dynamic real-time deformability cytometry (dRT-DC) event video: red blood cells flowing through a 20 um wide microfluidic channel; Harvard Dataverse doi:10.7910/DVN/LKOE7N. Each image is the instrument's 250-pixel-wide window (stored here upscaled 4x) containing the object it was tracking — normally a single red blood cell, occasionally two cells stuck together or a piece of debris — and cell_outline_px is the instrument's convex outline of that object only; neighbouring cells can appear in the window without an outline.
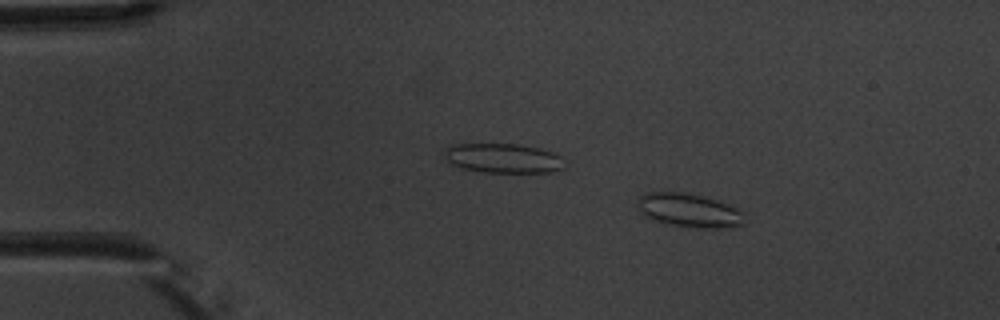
{"species": "common noctule bat (a hibernating species)", "species_latin": "Nyctalus noctula", "temperature_condition": "warm", "stored_images_in_passage": 6, "camera_frame_rate_fps": 3000, "um_per_image_px": 0.085, "animal": {"sex": "male", "body_mass_g": 20.1, "forearm_length_mm": 53.5}, "frame": {"image": 1, "passage_image": 2, "time_ms": 1.0, "image_size_px": [1000, 320], "cell_outline_px": [[744, 224], [732, 228], [696, 228], [664, 224], [652, 220], [644, 216], [636, 204], [640, 196], [648, 192], [680, 192], [704, 196], [720, 200], [744, 212]], "centroid_in_image_um": [58.59, 17.9], "position_along_channel_um": 26.4, "area_um2": 21.5}}
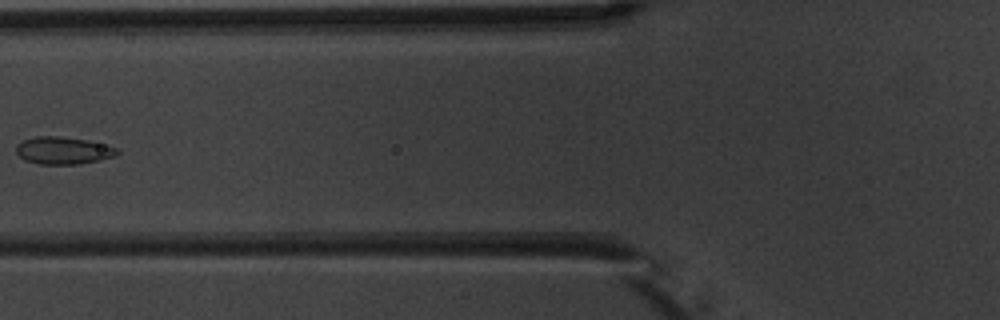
{"frame": {"image": 2, "passage_image": 5, "time_ms": 5.333, "image_size_px": [1000, 320], "cell_outline_px": [[120, 152], [116, 156], [100, 160], [80, 164], [40, 164], [24, 160], [16, 152], [16, 144], [24, 140], [36, 136], [60, 136], [84, 140], [120, 148]], "centroid_in_image_um": [5.39, 12.8], "position_along_channel_um": 120.4, "area_um2": 16.13}}
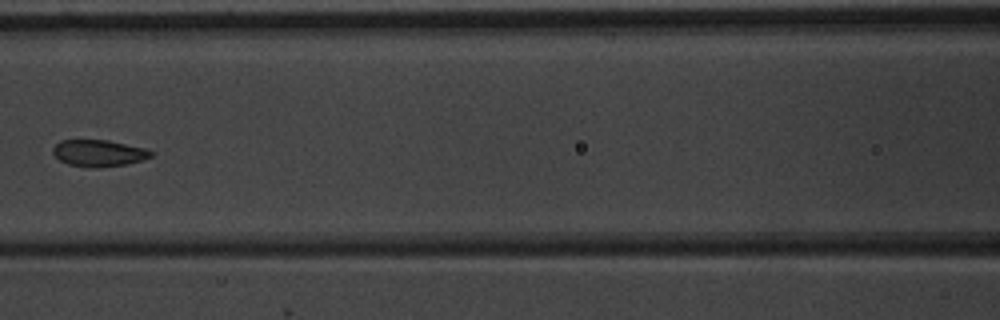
{"frame": {"image": 3, "passage_image": 6, "time_ms": 6.333, "image_size_px": [1000, 320], "cell_outline_px": [[152, 156], [128, 164], [96, 168], [88, 168], [68, 164], [60, 160], [52, 152], [52, 148], [60, 140], [108, 140], [144, 148], [152, 152]], "centroid_in_image_um": [8.36, 13.02], "position_along_channel_um": 158.2, "area_um2": 15.2}}